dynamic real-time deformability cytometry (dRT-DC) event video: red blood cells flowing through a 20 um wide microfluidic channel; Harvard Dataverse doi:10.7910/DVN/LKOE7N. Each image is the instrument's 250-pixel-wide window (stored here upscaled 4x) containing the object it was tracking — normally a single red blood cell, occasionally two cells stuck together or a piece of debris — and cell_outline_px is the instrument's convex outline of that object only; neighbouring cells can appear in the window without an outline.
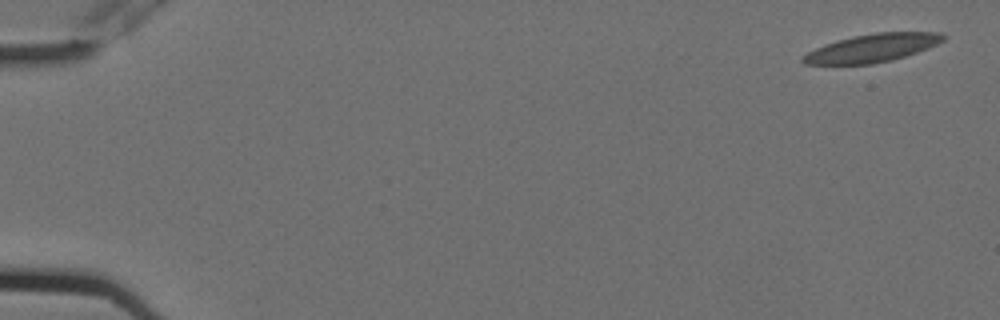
{"species": "Egyptian fruit bat (a non-hibernating species)", "species_latin": "Rousettus aegyptiacus", "temperature_condition": "cold", "stored_images_in_passage": 5, "camera_frame_rate_fps": 3000, "um_per_image_px": 0.085, "animal": {"sex": "female"}, "frame": {"image": 1, "passage_image": 1, "time_ms": 0.0, "image_size_px": [1000, 320], "cell_outline_px": [[948, 36], [944, 40], [928, 48], [892, 60], [872, 64], [804, 64], [800, 60], [808, 52], [824, 44], [836, 40], [852, 36], [876, 32], [940, 32]], "centroid_in_image_um": [74.15, 4.07], "position_along_channel_um": 10.9, "area_um2": 22.95}}
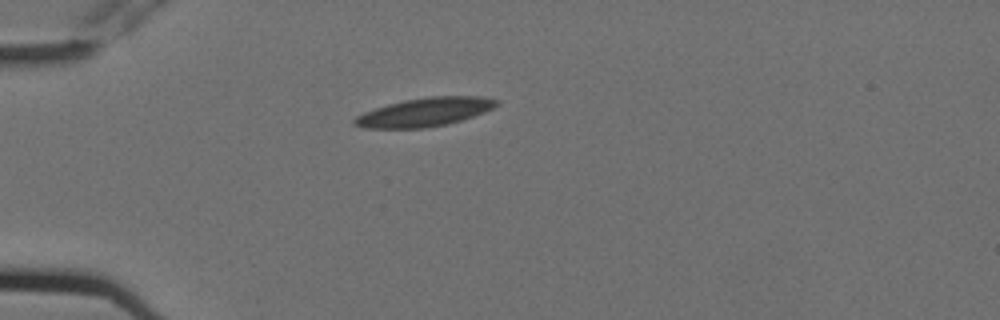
{"frame": {"image": 2, "passage_image": 5, "time_ms": 1.333, "image_size_px": [1000, 320], "cell_outline_px": [[500, 104], [484, 112], [448, 124], [424, 128], [364, 128], [352, 124], [352, 120], [356, 116], [364, 112], [388, 104], [404, 100], [428, 96], [484, 96], [500, 100]], "centroid_in_image_um": [36.11, 9.52], "position_along_channel_um": 48.9, "area_um2": 23.76}}